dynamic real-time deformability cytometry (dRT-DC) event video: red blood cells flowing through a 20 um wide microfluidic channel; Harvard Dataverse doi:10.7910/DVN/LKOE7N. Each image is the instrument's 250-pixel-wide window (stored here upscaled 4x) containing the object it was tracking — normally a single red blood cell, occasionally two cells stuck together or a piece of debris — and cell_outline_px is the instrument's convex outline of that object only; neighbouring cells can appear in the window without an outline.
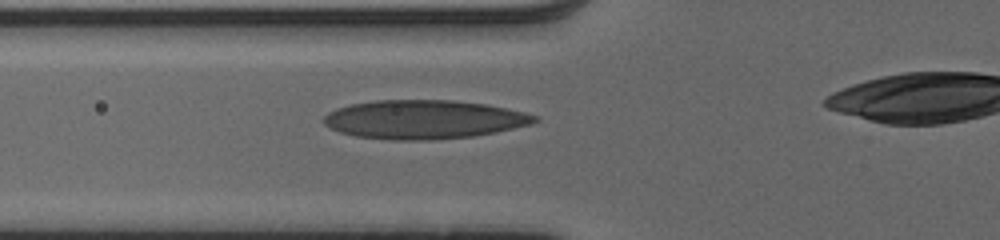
{"species": "human", "species_latin": "Homo sapiens", "temperature_condition": "cold", "stored_images_in_passage": 41, "camera_frame_rate_fps": 3000, "um_per_image_px": 0.085, "donor": {"sex": "male"}, "frame": {"image": 1, "passage_image": 14, "time_ms": 4.333, "image_size_px": [1000, 240], "cell_outline_px": [[540, 120], [532, 124], [496, 132], [472, 136], [432, 140], [388, 140], [356, 136], [340, 132], [328, 128], [320, 120], [328, 112], [336, 108], [352, 104], [376, 100], [452, 100], [488, 104], [524, 112], [540, 116]], "centroid_in_image_um": [36.02, 10.15], "position_along_channel_um": 89.8, "area_um2": 48.09}}
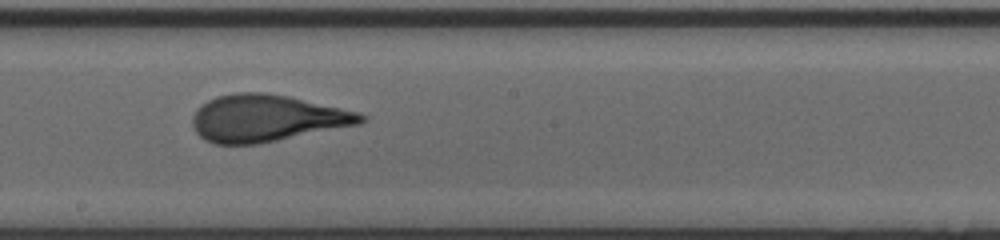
{"frame": {"image": 2, "passage_image": 24, "time_ms": 7.667, "image_size_px": [1000, 240], "cell_outline_px": [[368, 120], [360, 124], [260, 144], [216, 144], [204, 140], [196, 132], [192, 124], [192, 116], [196, 108], [208, 100], [216, 96], [236, 92], [264, 92], [288, 96], [360, 112], [368, 116]], "centroid_in_image_um": [22.68, 10.05], "position_along_channel_um": 225.5, "area_um2": 46.41}}
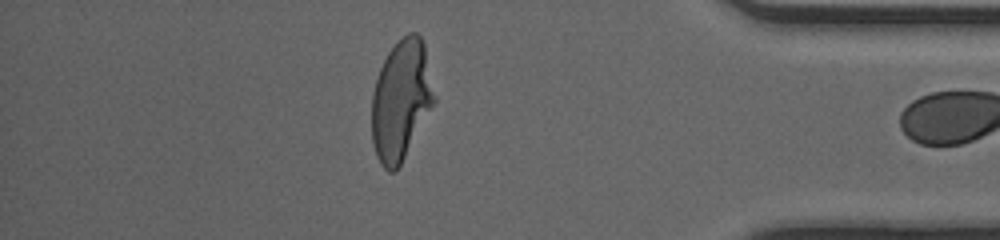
{"frame": {"image": 3, "passage_image": 39, "time_ms": 12.667, "image_size_px": [1000, 240], "cell_outline_px": [[436, 100], [396, 172], [388, 172], [380, 164], [376, 156], [372, 144], [372, 92], [380, 68], [388, 52], [408, 32], [416, 32], [420, 36], [424, 44], [436, 96]], "centroid_in_image_um": [34.08, 8.54], "position_along_channel_um": 401.1, "area_um2": 43.7}, "authors_computed_cell_mechanics": {"area_um2": 45.8932, "velocity_mm_per_s": 4.0727, "shape_relaxation_time_tau1_ms": 5.133, "shape_relaxation_time_tau2_ms": 0.7631, "deformation_change_tau1": 0.2226, "deformation_change_tau2": 0.088}}